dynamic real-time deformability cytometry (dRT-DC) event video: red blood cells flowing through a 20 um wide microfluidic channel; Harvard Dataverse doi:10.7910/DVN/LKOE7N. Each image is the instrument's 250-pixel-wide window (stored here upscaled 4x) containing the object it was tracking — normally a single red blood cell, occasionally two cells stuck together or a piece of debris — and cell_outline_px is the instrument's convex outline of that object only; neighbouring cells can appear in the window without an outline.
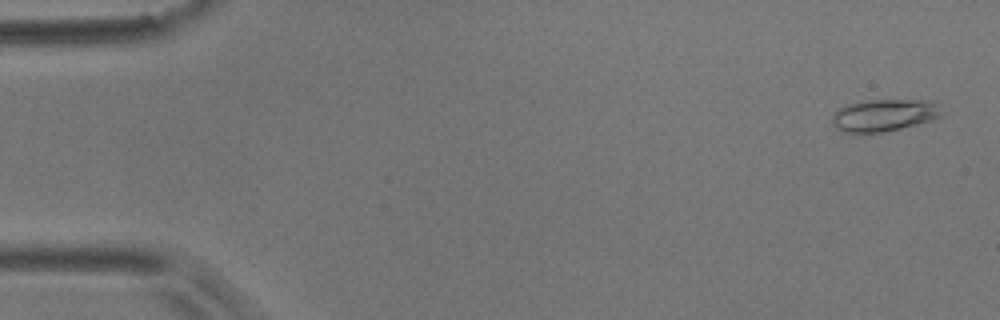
{"species": "common noctule bat (a hibernating species)", "species_latin": "Nyctalus noctula", "temperature_condition": "room temperature", "stored_images_in_passage": 4, "camera_frame_rate_fps": 3000, "um_per_image_px": 0.085, "animal": {"sex": "male", "body_mass_g": 17.9}, "frame": {"image": 1, "passage_image": 1, "time_ms": 0.0, "image_size_px": [1000, 320], "cell_outline_px": [[948, 112], [944, 116], [932, 120], [884, 132], [864, 136], [856, 136], [844, 132], [836, 128], [832, 124], [832, 116], [840, 108], [848, 104], [868, 100], [928, 100], [940, 104]], "centroid_in_image_um": [75.2, 9.83], "position_along_channel_um": 9.8, "area_um2": 21.44}}